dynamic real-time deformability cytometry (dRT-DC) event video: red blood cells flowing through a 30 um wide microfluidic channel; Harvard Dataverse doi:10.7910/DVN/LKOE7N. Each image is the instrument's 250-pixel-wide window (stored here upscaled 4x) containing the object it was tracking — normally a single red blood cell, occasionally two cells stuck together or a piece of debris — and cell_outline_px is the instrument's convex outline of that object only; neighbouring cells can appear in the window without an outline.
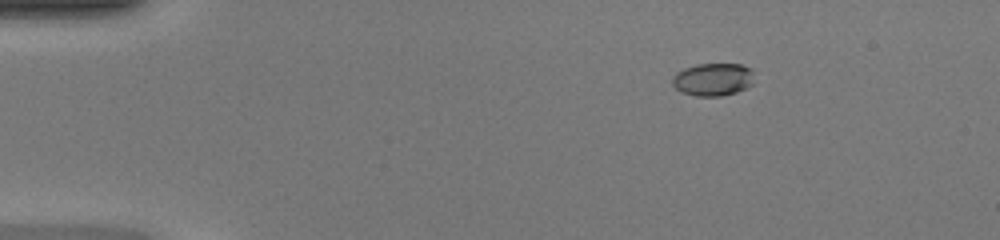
{"species": "common noctule bat (a hibernating species)", "species_latin": "Nyctalus noctula", "temperature_condition": "warm", "stored_images_in_passage": 49, "camera_frame_rate_fps": 3000, "um_per_image_px": 0.085, "animal": {"sex": "female", "body_mass_g": 20.0, "forearm_length_mm": 54.0}, "frame": {"image": 1, "passage_image": 8, "time_ms": 2.333, "image_size_px": [1000, 240], "cell_outline_px": [[752, 84], [748, 88], [736, 92], [720, 96], [696, 96], [680, 92], [672, 84], [672, 76], [676, 72], [684, 68], [696, 64], [740, 64], [752, 68]], "centroid_in_image_um": [60.58, 6.75], "position_along_channel_um": 24.4, "area_um2": 15.78}}
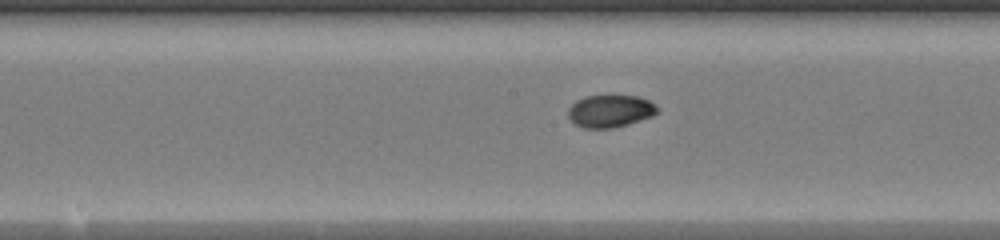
{"frame": {"image": 2, "passage_image": 26, "time_ms": 8.333, "image_size_px": [1000, 240], "cell_outline_px": [[660, 112], [652, 116], [628, 124], [612, 128], [584, 128], [576, 124], [568, 116], [568, 108], [576, 100], [584, 96], [636, 96], [648, 100], [660, 108]], "centroid_in_image_um": [51.88, 9.44], "position_along_channel_um": 196.3, "area_um2": 16.82}}
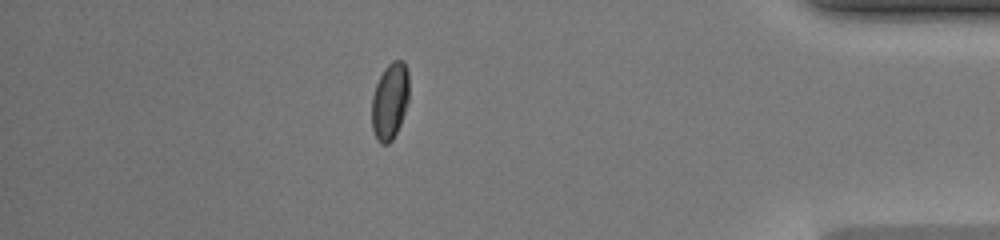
{"frame": {"image": 3, "passage_image": 43, "time_ms": 14.0, "image_size_px": [1000, 240], "cell_outline_px": [[408, 100], [400, 124], [392, 140], [388, 144], [380, 144], [376, 140], [372, 128], [372, 96], [376, 84], [384, 68], [392, 60], [404, 60], [408, 68]], "centroid_in_image_um": [33.13, 8.58], "position_along_channel_um": 402.1, "area_um2": 16.76}, "authors_computed_cell_mechanics": {"area_um2": 16.5308, "velocity_mm_per_s": 4.3027, "shape_relaxation_time_tau1_ms": 5.5686, "shape_relaxation_time_tau2_ms": null, "deformation_change_tau1": 0.1905, "deformation_change_tau2": null}}